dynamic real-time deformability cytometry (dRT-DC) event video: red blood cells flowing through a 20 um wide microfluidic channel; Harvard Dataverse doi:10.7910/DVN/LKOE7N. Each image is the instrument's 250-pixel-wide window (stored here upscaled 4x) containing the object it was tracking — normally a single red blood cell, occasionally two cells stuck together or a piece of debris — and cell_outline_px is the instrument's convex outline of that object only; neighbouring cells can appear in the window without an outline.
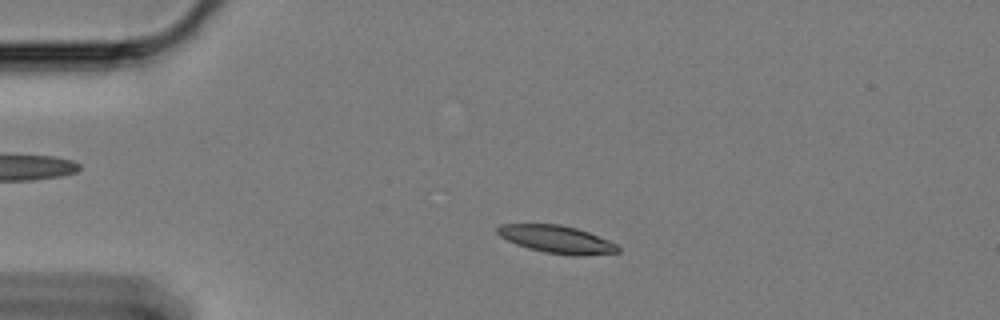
{"species": "Egyptian fruit bat (a non-hibernating species)", "species_latin": "Rousettus aegyptiacus", "temperature_condition": "cold", "stored_images_in_passage": 59, "camera_frame_rate_fps": 3000, "um_per_image_px": 0.085, "animal": {"sex": "female"}, "frame": {"image": 1, "passage_image": 11, "time_ms": 3.333, "image_size_px": [1000, 320], "cell_outline_px": [[620, 252], [584, 256], [572, 256], [544, 252], [528, 248], [516, 244], [500, 236], [496, 232], [496, 228], [500, 224], [560, 224], [576, 228], [588, 232], [608, 240], [616, 244], [620, 248]], "centroid_in_image_um": [47.33, 20.35], "position_along_channel_um": 37.7, "area_um2": 19.48}}
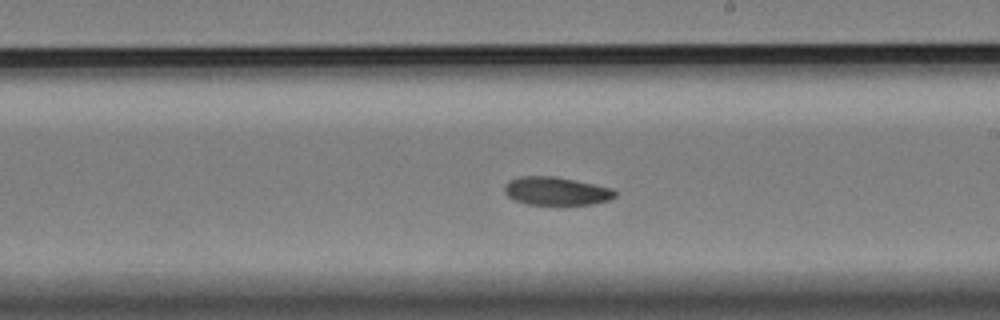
{"frame": {"image": 2, "passage_image": 33, "time_ms": 10.667, "image_size_px": [1000, 320], "cell_outline_px": [[616, 196], [608, 200], [592, 204], [528, 204], [516, 200], [508, 196], [504, 192], [504, 188], [508, 180], [520, 176], [556, 176], [612, 188], [616, 192]], "centroid_in_image_um": [47.27, 16.23], "position_along_channel_um": 241.7, "area_um2": 18.03}}
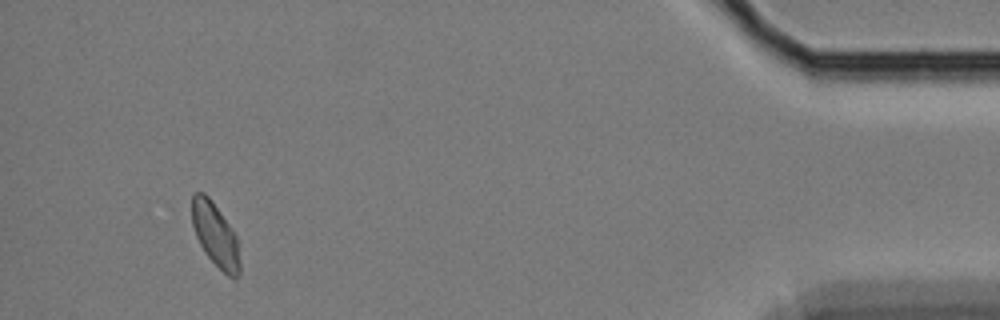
{"frame": {"image": 3, "passage_image": 55, "time_ms": 18.0, "image_size_px": [1000, 320], "cell_outline_px": [[240, 276], [228, 276], [204, 252], [196, 236], [192, 224], [192, 192], [204, 192], [212, 200], [236, 236], [240, 264]], "centroid_in_image_um": [18.28, 19.93], "position_along_channel_um": 416.9, "area_um2": 17.46}, "authors_computed_cell_mechanics": {"area_um2": 18.6116, "velocity_mm_per_s": 3.2748, "shape_relaxation_time_tau1_ms": 7.59, "shape_relaxation_time_tau2_ms": null, "deformation_change_tau1": 0.1564, "deformation_change_tau2": null}}